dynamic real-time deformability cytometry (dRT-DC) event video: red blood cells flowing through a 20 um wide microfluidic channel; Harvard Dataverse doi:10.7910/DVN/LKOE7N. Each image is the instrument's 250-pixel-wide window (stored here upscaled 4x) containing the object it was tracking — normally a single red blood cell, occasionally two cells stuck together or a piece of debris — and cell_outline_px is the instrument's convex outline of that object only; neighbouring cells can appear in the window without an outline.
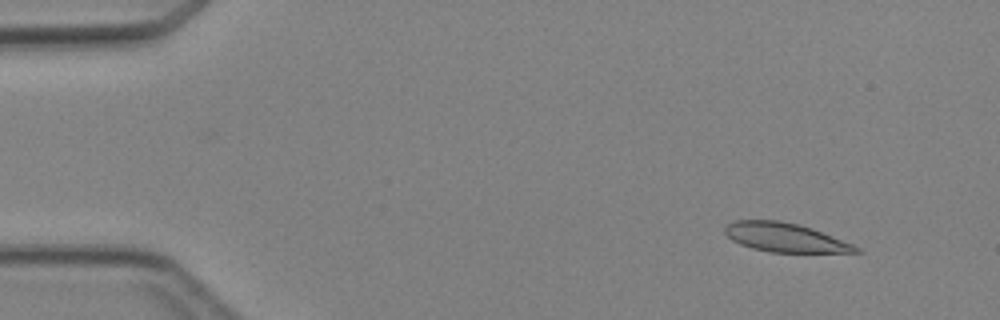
{"species": "Egyptian fruit bat (a non-hibernating species)", "species_latin": "Rousettus aegyptiacus", "temperature_condition": "cold", "stored_images_in_passage": 5, "camera_frame_rate_fps": 3000, "um_per_image_px": 0.085, "animal": {"sex": "female"}, "frame": {"image": 1, "passage_image": 1, "time_ms": 0.0, "image_size_px": [1000, 320], "cell_outline_px": [[864, 252], [768, 252], [752, 248], [740, 244], [732, 240], [724, 232], [724, 228], [732, 220], [780, 220], [800, 224], [812, 228], [852, 244], [860, 248]], "centroid_in_image_um": [66.7, 20.17], "position_along_channel_um": 18.3, "area_um2": 22.08}}
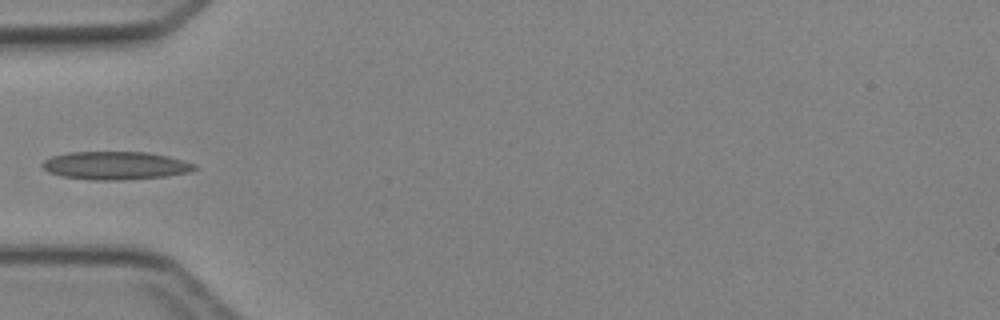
{"frame": {"image": 2, "passage_image": 4, "time_ms": 3.667, "image_size_px": [1000, 320], "cell_outline_px": [[200, 168], [188, 172], [168, 176], [124, 180], [92, 180], [60, 176], [48, 172], [40, 164], [44, 160], [52, 156], [68, 152], [148, 152], [168, 156], [184, 160], [196, 164]], "centroid_in_image_um": [9.83, 14.07], "position_along_channel_um": 75.2, "area_um2": 25.2}}
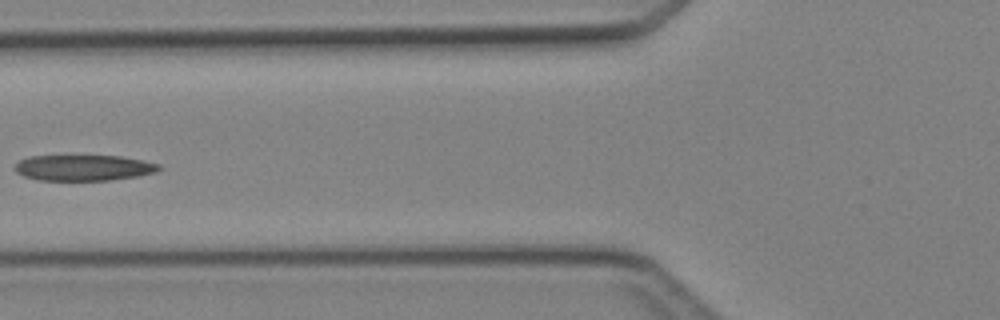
{"frame": {"image": 3, "passage_image": 5, "time_ms": 4.667, "image_size_px": [1000, 320], "cell_outline_px": [[164, 168], [156, 172], [140, 176], [108, 180], [36, 180], [24, 176], [16, 172], [16, 164], [20, 160], [28, 156], [120, 156], [144, 160], [160, 164]], "centroid_in_image_um": [7.16, 14.26], "position_along_channel_um": 118.6, "area_um2": 21.79}}